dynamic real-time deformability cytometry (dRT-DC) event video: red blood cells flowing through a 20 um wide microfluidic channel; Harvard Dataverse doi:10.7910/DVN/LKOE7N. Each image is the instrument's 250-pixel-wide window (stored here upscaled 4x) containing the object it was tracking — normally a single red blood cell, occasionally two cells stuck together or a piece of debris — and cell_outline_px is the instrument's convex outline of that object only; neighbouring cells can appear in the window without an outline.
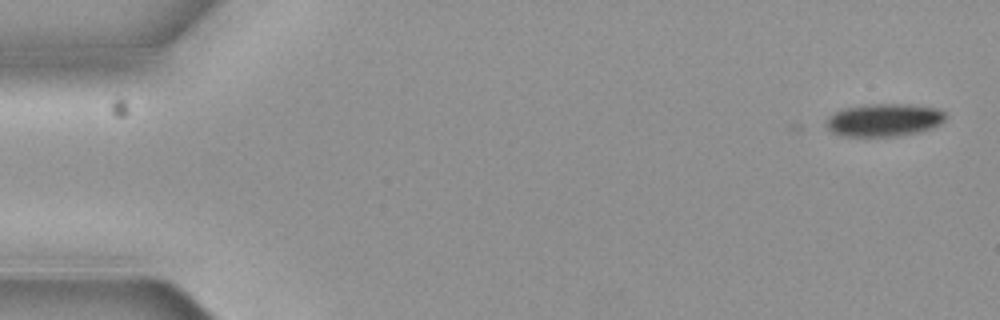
{"species": "common noctule bat (a hibernating species)", "species_latin": "Nyctalus noctula", "temperature_condition": "cold", "stored_images_in_passage": 6, "camera_frame_rate_fps": 3000, "um_per_image_px": 0.085, "animal": {"sex": "female", "body_mass_g": 19.3, "forearm_length_mm": 54.1}, "frame": {"image": 1, "passage_image": 1, "time_ms": 0.0, "image_size_px": [1000, 320], "cell_outline_px": [[944, 120], [940, 124], [916, 132], [892, 136], [844, 136], [832, 132], [828, 128], [828, 120], [836, 112], [848, 108], [876, 104], [908, 104], [936, 108], [944, 112]], "centroid_in_image_um": [75.17, 10.2], "position_along_channel_um": 9.8, "area_um2": 21.96}}